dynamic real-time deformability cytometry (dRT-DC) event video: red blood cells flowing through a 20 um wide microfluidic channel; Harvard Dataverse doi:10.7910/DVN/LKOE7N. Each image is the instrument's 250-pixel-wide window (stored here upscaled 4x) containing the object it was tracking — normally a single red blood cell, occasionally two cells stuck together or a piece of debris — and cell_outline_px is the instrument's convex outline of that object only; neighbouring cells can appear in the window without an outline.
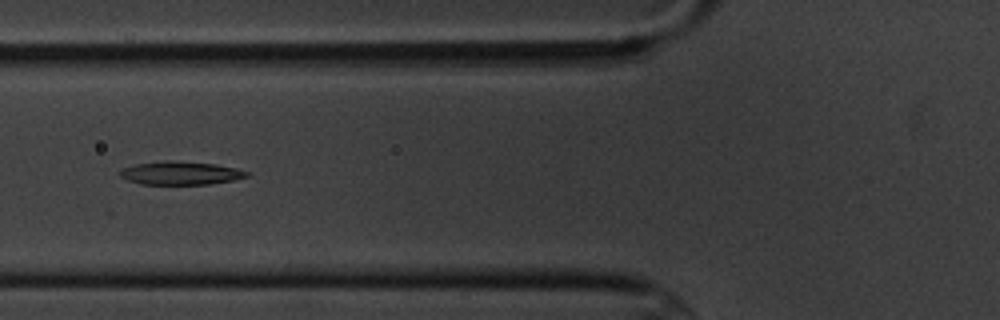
{"species": "common noctule bat (a hibernating species)", "species_latin": "Nyctalus noctula", "temperature_condition": "cold", "stored_images_in_passage": 5, "camera_frame_rate_fps": 3000, "um_per_image_px": 0.085, "animal": {"sex": "male", "body_mass_g": 20.1, "forearm_length_mm": 53.5}, "frame": {"image": 1, "passage_image": 5, "time_ms": 5.333, "image_size_px": [1000, 320], "cell_outline_px": [[248, 176], [232, 180], [208, 184], [140, 184], [128, 180], [120, 176], [120, 172], [124, 168], [136, 164], [164, 160], [172, 160], [216, 164], [236, 168], [248, 172]], "centroid_in_image_um": [15.34, 14.7], "position_along_channel_um": 110.5, "area_um2": 17.05}}